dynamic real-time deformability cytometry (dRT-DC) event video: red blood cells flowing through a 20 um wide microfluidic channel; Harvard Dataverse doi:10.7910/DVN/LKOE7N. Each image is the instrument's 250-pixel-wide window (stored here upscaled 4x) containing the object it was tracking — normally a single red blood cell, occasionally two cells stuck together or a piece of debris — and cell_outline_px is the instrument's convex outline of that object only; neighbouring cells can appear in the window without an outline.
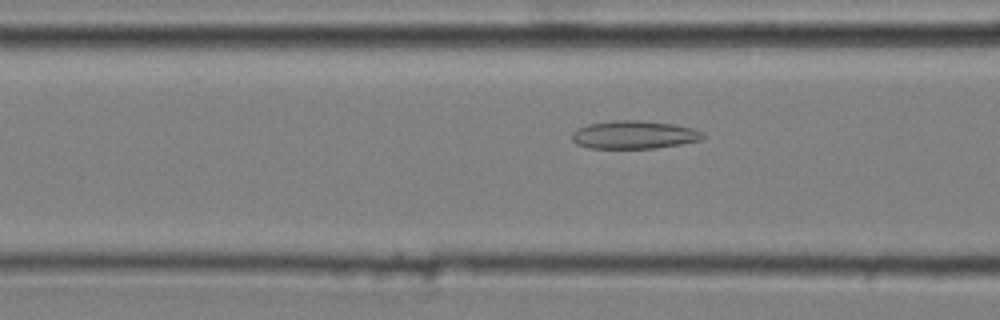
{"species": "common noctule bat (a hibernating species)", "species_latin": "Nyctalus noctula", "temperature_condition": "cold", "stored_images_in_passage": 46, "camera_frame_rate_fps": 3000, "um_per_image_px": 0.085, "animal": {"sex": "male", "body_mass_g": 20.4}, "frame": {"image": 1, "passage_image": 19, "time_ms": 6.0, "image_size_px": [1000, 320], "cell_outline_px": [[704, 136], [700, 140], [680, 144], [656, 148], [588, 148], [576, 144], [572, 140], [572, 132], [576, 128], [588, 124], [612, 120], [644, 120], [676, 124], [692, 128], [700, 132]], "centroid_in_image_um": [53.85, 11.44], "position_along_channel_um": 112.8, "area_um2": 21.56}}
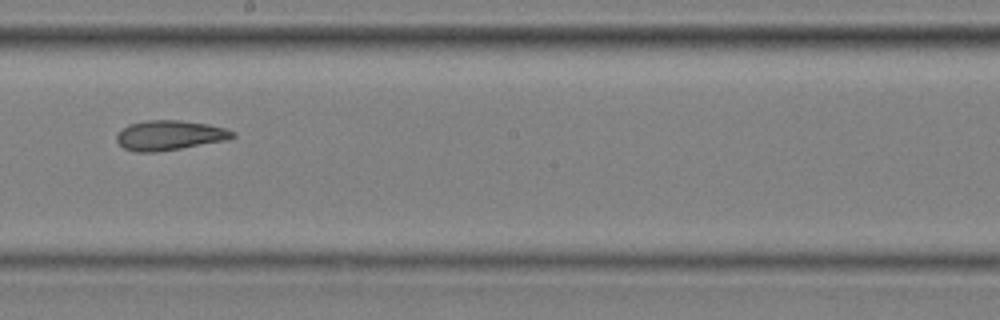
{"frame": {"image": 2, "passage_image": 29, "time_ms": 9.333, "image_size_px": [1000, 320], "cell_outline_px": [[236, 136], [228, 140], [156, 152], [136, 152], [124, 148], [116, 140], [116, 136], [128, 124], [148, 120], [180, 120], [208, 124], [224, 128], [236, 132]], "centroid_in_image_um": [14.44, 11.5], "position_along_channel_um": 233.8, "area_um2": 20.06}}
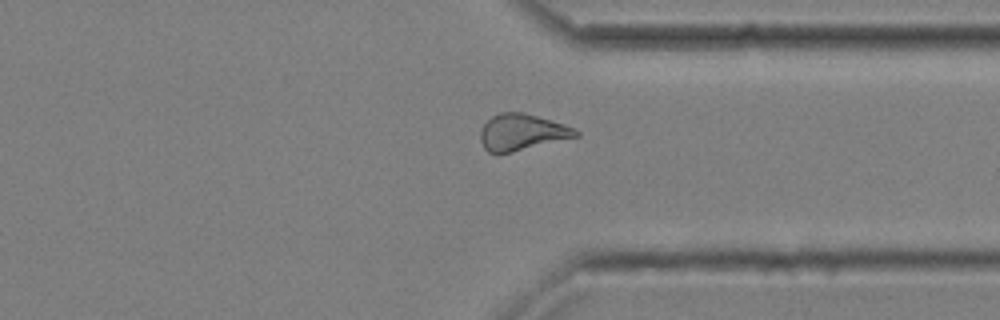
{"frame": {"image": 3, "passage_image": 40, "time_ms": 13.0, "image_size_px": [1000, 320], "cell_outline_px": [[580, 136], [512, 152], [488, 152], [484, 148], [480, 140], [480, 132], [484, 124], [492, 116], [500, 112], [524, 112], [564, 124], [580, 132]], "centroid_in_image_um": [44.36, 11.23], "position_along_channel_um": 367.0, "area_um2": 20.06}, "authors_computed_cell_mechanics": {"area_um2": 20.4612, "velocity_mm_per_s": 3.6391, "shape_relaxation_time_tau1_ms": null, "shape_relaxation_time_tau2_ms": 4.8471, "deformation_change_tau1": null, "deformation_change_tau2": 0.1316}}